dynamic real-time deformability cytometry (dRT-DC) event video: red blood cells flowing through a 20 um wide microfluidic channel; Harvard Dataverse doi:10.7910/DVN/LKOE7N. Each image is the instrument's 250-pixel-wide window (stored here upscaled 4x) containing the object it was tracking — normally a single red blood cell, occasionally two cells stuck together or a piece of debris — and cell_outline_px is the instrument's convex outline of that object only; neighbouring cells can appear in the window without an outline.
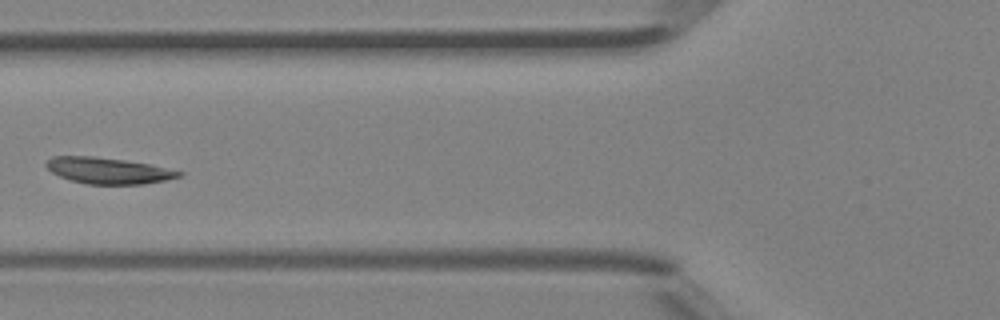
{"species": "Egyptian fruit bat (a non-hibernating species)", "species_latin": "Rousettus aegyptiacus", "temperature_condition": "room temperature", "stored_images_in_passage": 6, "camera_frame_rate_fps": 3000, "um_per_image_px": 0.085, "animal": {"sex": "female"}, "frame": {"image": 1, "passage_image": 5, "time_ms": 1.333, "image_size_px": [1000, 320], "cell_outline_px": [[184, 172], [180, 176], [164, 180], [144, 184], [88, 184], [72, 180], [60, 176], [52, 172], [44, 164], [52, 156], [92, 156], [124, 160], [152, 164]], "centroid_in_image_um": [9.21, 14.49], "position_along_channel_um": 116.6, "area_um2": 20.11}}
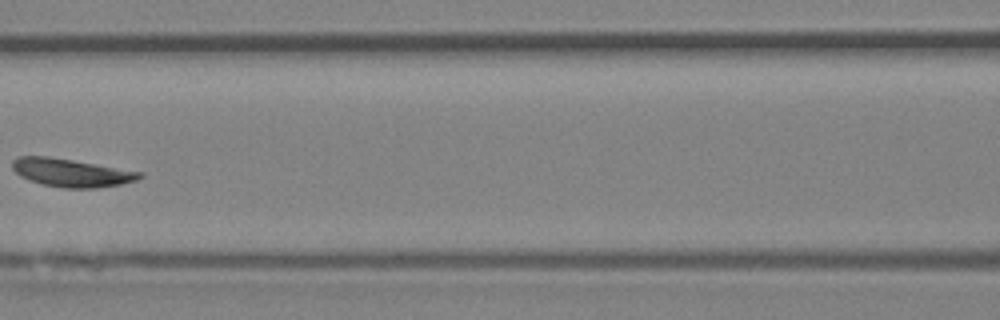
{"frame": {"image": 2, "passage_image": 6, "time_ms": 1.667, "image_size_px": [1000, 320], "cell_outline_px": [[144, 176], [136, 180], [120, 184], [96, 188], [64, 188], [44, 184], [28, 180], [20, 176], [12, 168], [12, 160], [16, 156], [48, 156], [144, 172]], "centroid_in_image_um": [6.05, 14.67], "position_along_channel_um": 160.5, "area_um2": 20.81}}